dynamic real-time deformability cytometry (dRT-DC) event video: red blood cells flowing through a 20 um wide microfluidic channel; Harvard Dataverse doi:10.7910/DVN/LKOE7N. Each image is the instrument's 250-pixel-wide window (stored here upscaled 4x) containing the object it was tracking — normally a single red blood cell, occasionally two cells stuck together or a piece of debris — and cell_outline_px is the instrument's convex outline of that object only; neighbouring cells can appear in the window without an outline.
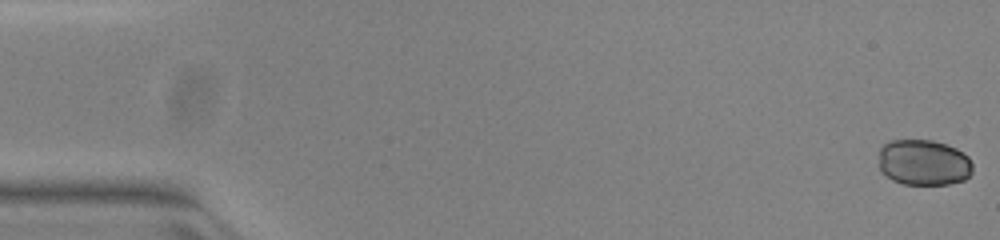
{"species": "common noctule bat (a hibernating species)", "species_latin": "Nyctalus noctula", "temperature_condition": "warm", "stored_images_in_passage": 16, "camera_frame_rate_fps": 3000, "um_per_image_px": 0.085, "animal": {"sex": "female", "body_mass_g": 23.0, "forearm_length_mm": 53.4}, "frame": {"image": 1, "passage_image": 1, "time_ms": 0.0, "image_size_px": [1000, 240], "cell_outline_px": [[972, 172], [964, 180], [948, 184], [904, 184], [892, 180], [880, 168], [880, 148], [884, 144], [892, 140], [932, 140], [956, 148], [968, 156], [972, 164]], "centroid_in_image_um": [78.53, 13.81], "position_along_channel_um": 6.5, "area_um2": 24.91}}